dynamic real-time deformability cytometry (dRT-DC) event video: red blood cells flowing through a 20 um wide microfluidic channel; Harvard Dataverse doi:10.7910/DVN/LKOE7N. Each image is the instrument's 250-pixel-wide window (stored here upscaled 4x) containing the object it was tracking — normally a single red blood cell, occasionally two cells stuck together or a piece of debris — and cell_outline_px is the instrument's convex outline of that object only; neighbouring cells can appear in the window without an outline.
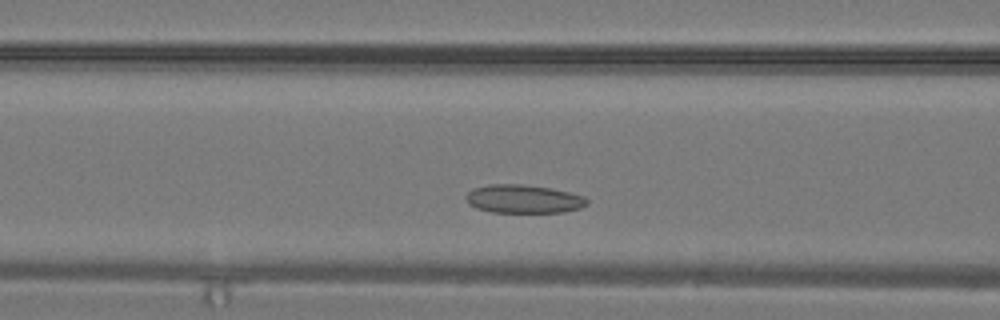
{"species": "common noctule bat (a hibernating species)", "species_latin": "Nyctalus noctula", "temperature_condition": "warm", "stored_images_in_passage": 25, "camera_frame_rate_fps": 3000, "um_per_image_px": 0.085, "animal": {"sex": "male", "body_mass_g": 19.2, "forearm_length_mm": 51.8}, "frame": {"image": 1, "passage_image": 6, "time_ms": 1.667, "image_size_px": [1000, 320], "cell_outline_px": [[588, 204], [580, 208], [564, 212], [492, 212], [476, 208], [468, 204], [464, 196], [472, 188], [488, 184], [524, 184], [548, 188], [568, 192], [584, 196], [588, 200]], "centroid_in_image_um": [44.46, 16.91], "position_along_channel_um": 122.1, "area_um2": 20.11}}
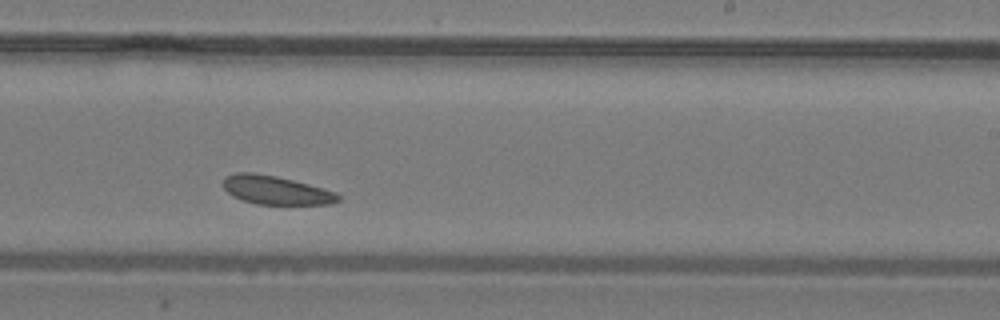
{"frame": {"image": 2, "passage_image": 13, "time_ms": 4.0, "image_size_px": [1000, 320], "cell_outline_px": [[340, 200], [328, 204], [256, 204], [232, 196], [224, 188], [224, 176], [236, 172], [252, 172], [276, 176], [324, 188], [336, 192], [340, 196]], "centroid_in_image_um": [23.44, 16.15], "position_along_channel_um": 265.6, "area_um2": 19.07}}
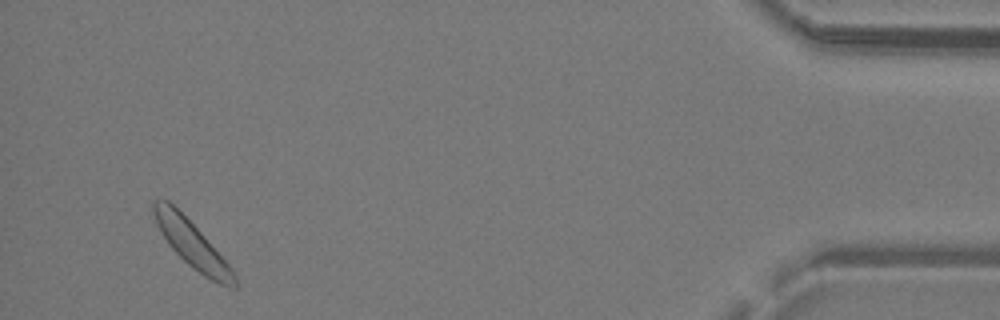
{"frame": {"image": 3, "passage_image": 24, "time_ms": 7.667, "image_size_px": [1000, 320], "cell_outline_px": [[236, 288], [228, 288], [204, 276], [192, 268], [168, 244], [160, 232], [156, 224], [152, 212], [152, 200], [168, 200], [200, 232], [232, 268], [236, 276]], "centroid_in_image_um": [16.29, 20.77], "position_along_channel_um": 418.9, "area_um2": 21.44}}